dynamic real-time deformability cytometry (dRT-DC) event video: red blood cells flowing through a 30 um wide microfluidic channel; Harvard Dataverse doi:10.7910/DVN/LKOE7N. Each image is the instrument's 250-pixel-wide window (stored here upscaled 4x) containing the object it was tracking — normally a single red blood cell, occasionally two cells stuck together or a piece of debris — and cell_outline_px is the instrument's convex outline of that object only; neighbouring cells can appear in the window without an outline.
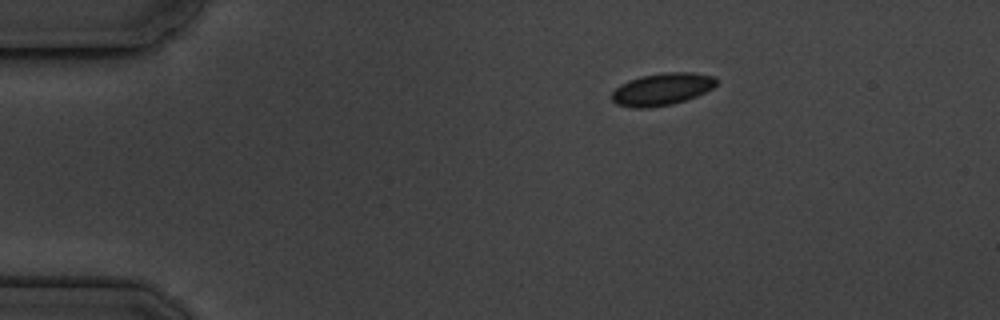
{"species": "common noctule bat (a hibernating species)", "species_latin": "Nyctalus noctula", "temperature_condition": "cold", "stored_images_in_passage": 3, "camera_frame_rate_fps": 3000, "um_per_image_px": 0.085, "animal": {"sex": "male", "body_mass_g": 19.5, "forearm_length_mm": 54.6}, "frame": {"image": 1, "passage_image": 1, "time_ms": 0.0, "image_size_px": [1000, 320], "cell_outline_px": [[720, 80], [712, 88], [696, 96], [672, 104], [648, 108], [632, 108], [616, 104], [612, 100], [612, 92], [620, 84], [628, 80], [640, 76], [664, 72], [692, 72], [716, 76]], "centroid_in_image_um": [56.27, 7.57], "position_along_channel_um": 28.7, "area_um2": 19.83}}
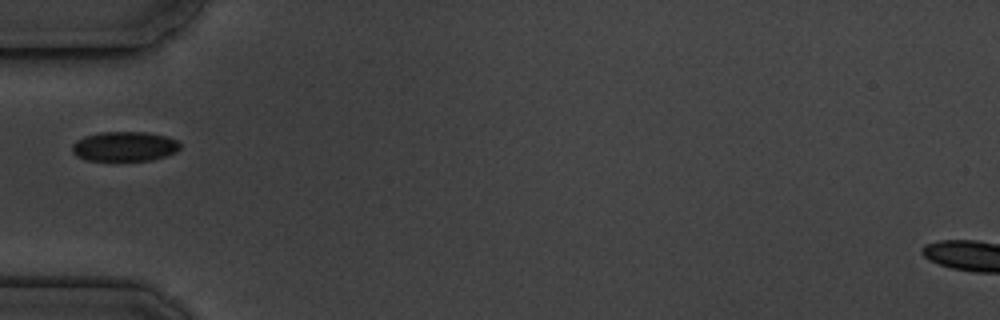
{"frame": {"image": 2, "passage_image": 3, "time_ms": 3.0, "image_size_px": [1000, 320], "cell_outline_px": [[180, 148], [176, 152], [152, 160], [84, 160], [76, 156], [72, 152], [72, 144], [76, 140], [84, 136], [100, 132], [144, 132], [168, 136], [176, 140], [180, 144]], "centroid_in_image_um": [10.56, 12.44], "position_along_channel_um": 74.4, "area_um2": 18.73}}